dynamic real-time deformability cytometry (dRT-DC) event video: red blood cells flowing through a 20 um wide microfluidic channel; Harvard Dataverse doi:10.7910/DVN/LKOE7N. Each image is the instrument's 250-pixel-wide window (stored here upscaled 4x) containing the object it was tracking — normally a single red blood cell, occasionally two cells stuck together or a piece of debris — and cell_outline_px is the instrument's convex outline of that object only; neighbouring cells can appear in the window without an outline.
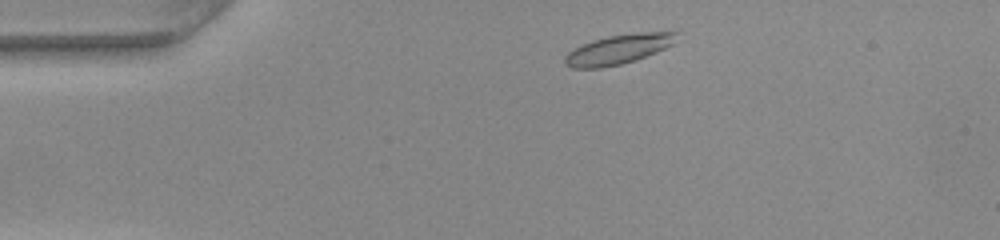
{"species": "common noctule bat (a hibernating species)", "species_latin": "Nyctalus noctula", "temperature_condition": "warm", "stored_images_in_passage": 44, "camera_frame_rate_fps": 3000, "um_per_image_px": 0.085, "animal": {"sex": "female", "body_mass_g": 22.0, "forearm_length_mm": 56.7}, "frame": {"image": 1, "passage_image": 3, "time_ms": 0.667, "image_size_px": [1000, 240], "cell_outline_px": [[680, 32], [672, 44], [656, 52], [636, 60], [620, 64], [600, 68], [572, 68], [564, 64], [564, 56], [568, 52], [592, 40], [608, 36], [640, 32]], "centroid_in_image_um": [52.55, 4.19], "position_along_channel_um": 32.5, "area_um2": 19.07}}
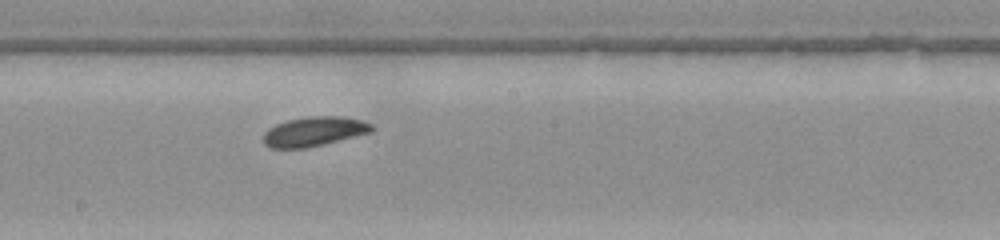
{"frame": {"image": 2, "passage_image": 21, "time_ms": 6.667, "image_size_px": [1000, 240], "cell_outline_px": [[376, 128], [372, 132], [308, 148], [268, 148], [264, 144], [264, 132], [268, 128], [276, 124], [288, 120], [308, 116], [344, 116], [364, 120], [372, 124]], "centroid_in_image_um": [26.73, 11.17], "position_along_channel_um": 221.5, "area_um2": 18.9}}
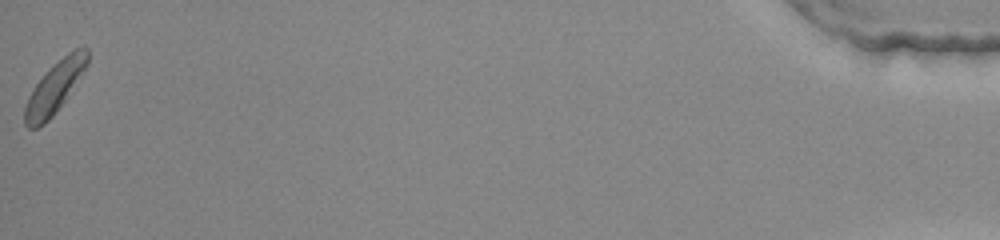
{"frame": {"image": 3, "passage_image": 44, "time_ms": 14.333, "image_size_px": [1000, 240], "cell_outline_px": [[88, 64], [64, 100], [52, 116], [44, 124], [36, 128], [28, 128], [24, 124], [24, 108], [28, 96], [36, 84], [48, 68], [52, 64], [68, 52], [84, 44], [88, 48]], "centroid_in_image_um": [4.64, 7.39], "position_along_channel_um": 430.6, "area_um2": 18.61}, "authors_computed_cell_mechanics": {"area_um2": 18.7272, "velocity_mm_per_s": 4.0066, "shape_relaxation_time_tau1_ms": 1.8707, "shape_relaxation_time_tau2_ms": null, "deformation_change_tau1": 0.0806, "deformation_change_tau2": null}}